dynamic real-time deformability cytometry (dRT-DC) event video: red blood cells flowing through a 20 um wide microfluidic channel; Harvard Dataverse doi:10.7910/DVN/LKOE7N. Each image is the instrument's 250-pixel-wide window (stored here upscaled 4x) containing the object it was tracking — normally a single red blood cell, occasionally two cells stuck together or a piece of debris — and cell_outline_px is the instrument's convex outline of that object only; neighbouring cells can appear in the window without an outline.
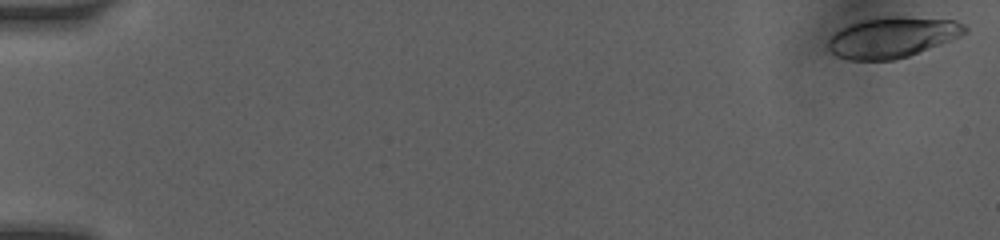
{"species": "human", "species_latin": "Homo sapiens", "temperature_condition": "room temperature", "stored_images_in_passage": 13, "camera_frame_rate_fps": 3000, "um_per_image_px": 0.085, "donor": {"sex": "female"}, "frame": {"image": 1, "passage_image": 1, "time_ms": 0.0, "image_size_px": [1000, 240], "cell_outline_px": [[968, 32], [960, 36], [940, 44], [908, 56], [896, 60], [848, 60], [836, 56], [828, 48], [828, 40], [836, 32], [860, 20], [876, 16], [904, 16], [956, 20], [964, 24], [968, 28]], "centroid_in_image_um": [75.87, 3.16], "position_along_channel_um": 9.1, "area_um2": 32.48}}